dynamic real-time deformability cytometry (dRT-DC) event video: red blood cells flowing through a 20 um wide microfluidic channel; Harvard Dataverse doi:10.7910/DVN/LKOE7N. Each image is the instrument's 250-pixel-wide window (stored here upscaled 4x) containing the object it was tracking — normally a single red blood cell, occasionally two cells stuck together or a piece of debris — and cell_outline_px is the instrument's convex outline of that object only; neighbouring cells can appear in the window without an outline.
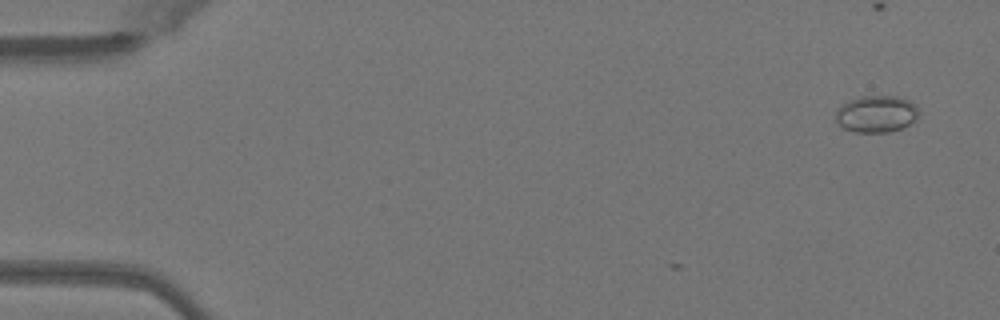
{"species": "Egyptian fruit bat (a non-hibernating species)", "species_latin": "Rousettus aegyptiacus", "temperature_condition": "warm", "stored_images_in_passage": 3, "camera_frame_rate_fps": 3000, "um_per_image_px": 0.085, "animal": {"sex": "female"}, "frame": {"image": 1, "passage_image": 3, "time_ms": 0.667, "image_size_px": [1000, 320], "cell_outline_px": [[916, 116], [908, 124], [900, 128], [888, 132], [856, 132], [844, 128], [836, 120], [836, 112], [840, 104], [860, 96], [896, 96], [908, 100], [916, 104]], "centroid_in_image_um": [74.44, 9.67], "position_along_channel_um": 10.6, "area_um2": 17.51}}